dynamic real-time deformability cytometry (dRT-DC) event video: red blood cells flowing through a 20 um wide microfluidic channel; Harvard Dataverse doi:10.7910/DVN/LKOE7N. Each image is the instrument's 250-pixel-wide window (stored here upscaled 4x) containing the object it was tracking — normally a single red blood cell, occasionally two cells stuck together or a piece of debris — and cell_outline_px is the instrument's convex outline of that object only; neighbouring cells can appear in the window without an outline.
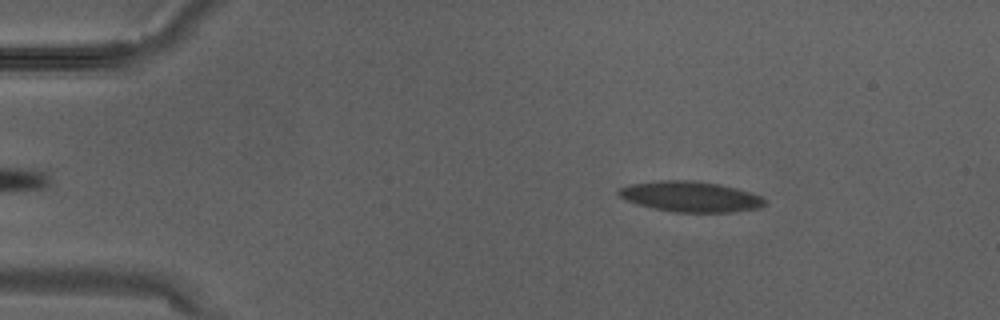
{"species": "Egyptian fruit bat (a non-hibernating species)", "species_latin": "Rousettus aegyptiacus", "temperature_condition": "warm", "stored_images_in_passage": 3, "camera_frame_rate_fps": 3000, "um_per_image_px": 0.085, "animal": {"sex": "male"}, "frame": {"image": 1, "passage_image": 1, "time_ms": 0.0, "image_size_px": [1000, 320], "cell_outline_px": [[764, 204], [760, 208], [732, 212], [676, 212], [636, 204], [620, 196], [616, 192], [616, 188], [628, 184], [664, 180], [692, 180], [720, 184], [736, 188], [760, 196], [764, 200]], "centroid_in_image_um": [58.65, 16.7], "position_along_channel_um": 26.3, "area_um2": 25.84}}
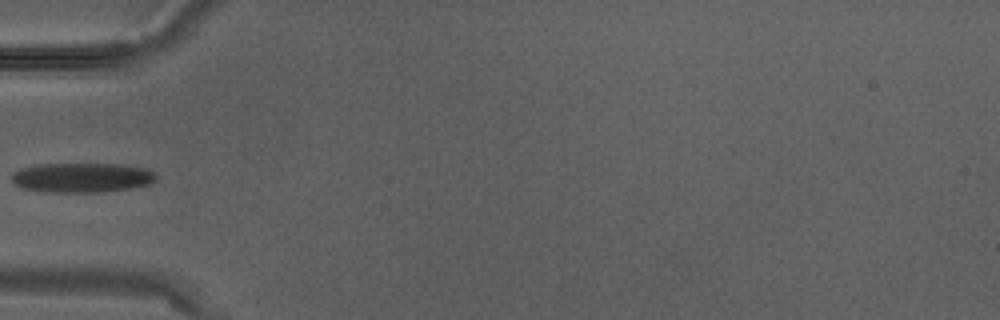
{"frame": {"image": 2, "passage_image": 3, "time_ms": 0.667, "image_size_px": [1000, 320], "cell_outline_px": [[156, 180], [152, 184], [132, 188], [96, 192], [44, 192], [20, 188], [12, 180], [12, 172], [20, 168], [36, 164], [120, 164], [148, 168], [156, 176]], "centroid_in_image_um": [6.95, 15.09], "position_along_channel_um": 78.0, "area_um2": 25.2}}